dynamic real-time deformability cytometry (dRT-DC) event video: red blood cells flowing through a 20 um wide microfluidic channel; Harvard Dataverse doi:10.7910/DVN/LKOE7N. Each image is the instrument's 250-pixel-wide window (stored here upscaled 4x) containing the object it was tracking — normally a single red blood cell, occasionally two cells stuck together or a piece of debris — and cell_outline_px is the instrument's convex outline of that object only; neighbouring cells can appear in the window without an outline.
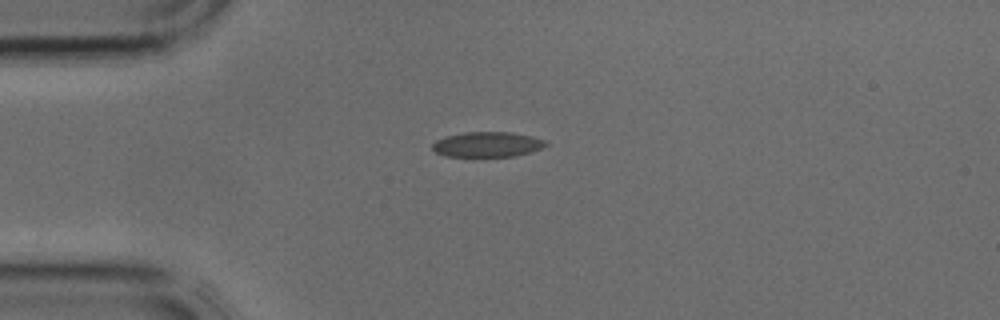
{"species": "common noctule bat (a hibernating species)", "species_latin": "Nyctalus noctula", "temperature_condition": "cold", "stored_images_in_passage": 1, "camera_frame_rate_fps": 3000, "um_per_image_px": 0.085, "animal": {"sex": "male", "body_mass_g": 17.9, "forearm_length_mm": 54.2}, "frame": {"image": 1, "passage_image": 1, "time_ms": 0.0, "image_size_px": [1000, 320], "cell_outline_px": [[548, 144], [540, 148], [528, 152], [512, 156], [480, 160], [444, 156], [436, 152], [432, 148], [432, 144], [436, 140], [448, 136], [464, 132], [512, 132], [532, 136], [544, 140]], "centroid_in_image_um": [41.36, 12.33], "position_along_channel_um": 43.6, "area_um2": 17.34}}